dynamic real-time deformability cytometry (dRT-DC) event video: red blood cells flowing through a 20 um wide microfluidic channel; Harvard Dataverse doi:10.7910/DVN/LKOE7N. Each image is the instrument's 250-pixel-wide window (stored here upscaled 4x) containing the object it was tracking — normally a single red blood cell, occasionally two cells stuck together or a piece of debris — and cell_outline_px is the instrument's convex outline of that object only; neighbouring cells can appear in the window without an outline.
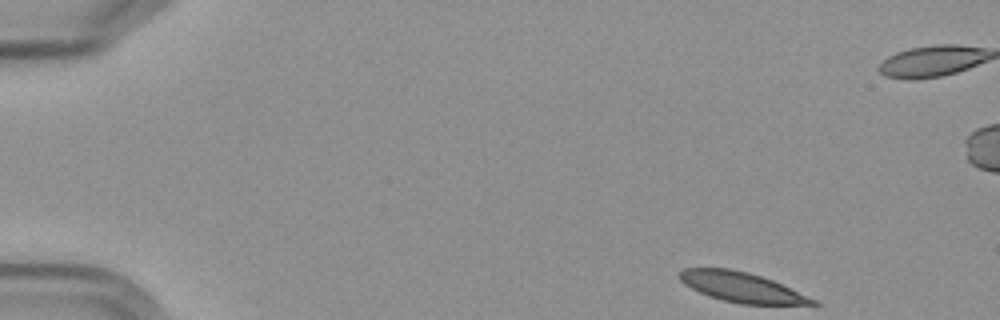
{"species": "Egyptian fruit bat (a non-hibernating species)", "species_latin": "Rousettus aegyptiacus", "temperature_condition": "cold", "stored_images_in_passage": 5, "camera_frame_rate_fps": 3000, "um_per_image_px": 0.085, "frame": {"image": 1, "passage_image": 1, "time_ms": 0.0, "image_size_px": [1000, 320], "cell_outline_px": [[820, 304], [740, 304], [708, 296], [684, 284], [676, 276], [676, 272], [684, 268], [732, 268], [748, 272], [772, 280], [816, 300]], "centroid_in_image_um": [62.94, 24.39], "position_along_channel_um": 22.1, "area_um2": 23.0}}